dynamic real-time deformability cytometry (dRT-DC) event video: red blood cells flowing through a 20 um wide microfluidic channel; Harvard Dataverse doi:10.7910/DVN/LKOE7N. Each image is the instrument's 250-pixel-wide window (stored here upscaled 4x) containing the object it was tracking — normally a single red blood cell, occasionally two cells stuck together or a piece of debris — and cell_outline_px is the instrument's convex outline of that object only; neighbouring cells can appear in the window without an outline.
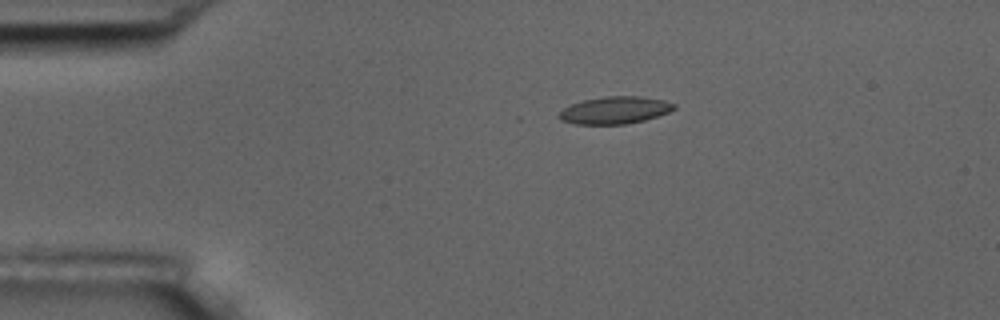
{"species": "common noctule bat (a hibernating species)", "species_latin": "Nyctalus noctula", "temperature_condition": "room temperature", "stored_images_in_passage": 3, "camera_frame_rate_fps": 3000, "um_per_image_px": 0.085, "animal": {"sex": "male", "body_mass_g": 17.5, "forearm_length_mm": 52.3}, "frame": {"image": 1, "passage_image": 1, "time_ms": 0.0, "image_size_px": [1000, 320], "cell_outline_px": [[676, 108], [668, 112], [644, 120], [624, 124], [576, 124], [560, 120], [556, 116], [564, 108], [572, 104], [584, 100], [604, 96], [640, 96], [664, 100], [676, 104]], "centroid_in_image_um": [52.25, 9.36], "position_along_channel_um": 32.7, "area_um2": 18.21}}
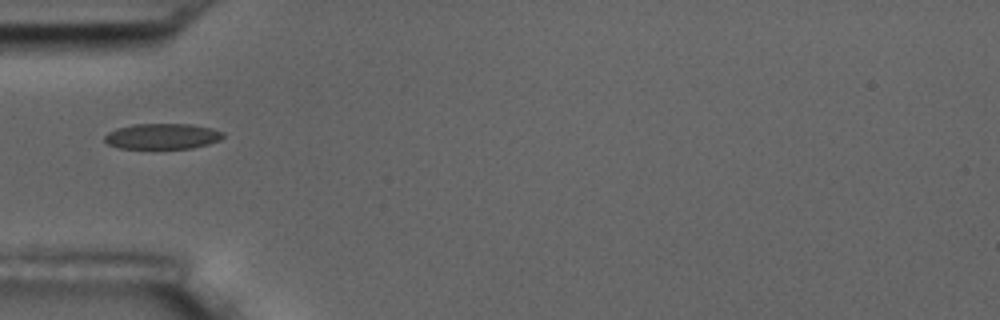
{"frame": {"image": 2, "passage_image": 3, "time_ms": 2.333, "image_size_px": [1000, 320], "cell_outline_px": [[224, 136], [220, 140], [208, 144], [192, 148], [120, 148], [108, 144], [104, 140], [104, 136], [108, 132], [116, 128], [132, 124], [192, 124], [212, 128], [224, 132]], "centroid_in_image_um": [13.8, 11.57], "position_along_channel_um": 71.2, "area_um2": 17.74}}